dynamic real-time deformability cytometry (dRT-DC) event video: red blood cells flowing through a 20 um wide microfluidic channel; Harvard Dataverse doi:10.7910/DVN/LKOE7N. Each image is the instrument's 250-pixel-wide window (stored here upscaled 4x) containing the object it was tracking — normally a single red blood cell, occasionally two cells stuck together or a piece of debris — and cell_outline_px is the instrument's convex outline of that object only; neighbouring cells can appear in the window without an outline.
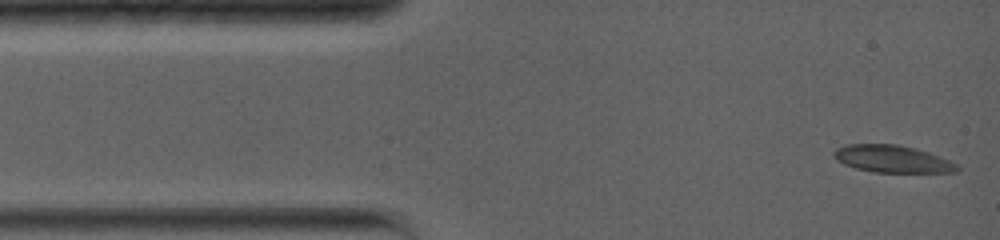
{"species": "common noctule bat (a hibernating species)", "species_latin": "Nyctalus noctula", "temperature_condition": "warm", "stored_images_in_passage": 76, "camera_frame_rate_fps": 5000, "um_per_image_px": 0.085, "animal": {"sex": "female", "body_mass_g": 19.0, "forearm_length_mm": 56.7}, "frame": {"image": 1, "passage_image": 1, "time_ms": 0.0, "image_size_px": [1000, 240], "cell_outline_px": [[960, 168], [956, 172], [876, 172], [856, 168], [844, 164], [836, 160], [832, 156], [832, 152], [836, 148], [848, 144], [896, 144], [916, 148], [928, 152], [948, 160], [956, 164]], "centroid_in_image_um": [75.8, 13.5], "position_along_channel_um": 9.2, "area_um2": 19.48}}
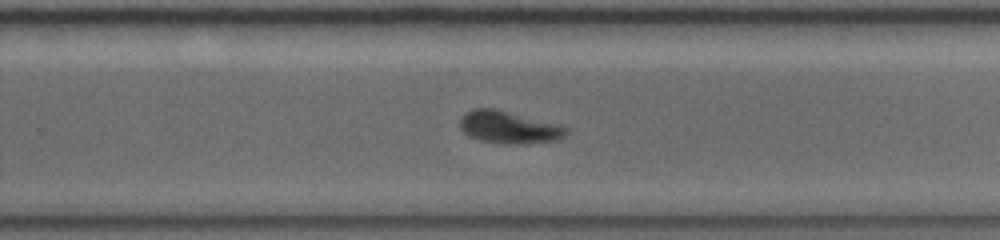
{"frame": {"image": 2, "passage_image": 32, "time_ms": 8.8, "image_size_px": [1000, 240], "cell_outline_px": [[568, 132], [560, 140], [516, 144], [480, 140], [468, 136], [460, 128], [460, 120], [472, 108], [496, 108], [560, 124], [568, 128]], "centroid_in_image_um": [43.29, 10.8], "position_along_channel_um": 286.5, "area_um2": 20.0}}
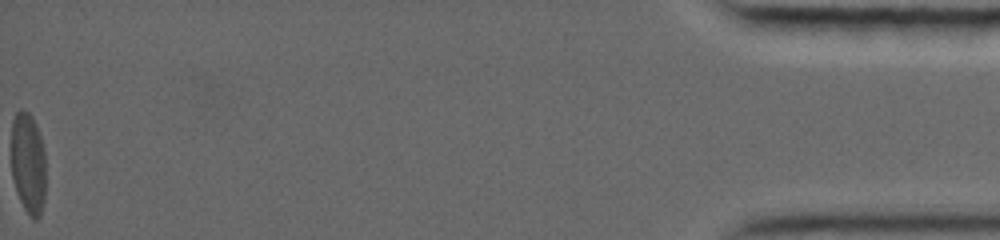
{"frame": {"image": 3, "passage_image": 76, "time_ms": 16.4, "image_size_px": [1000, 240], "cell_outline_px": [[44, 200], [40, 216], [36, 220], [32, 220], [24, 208], [20, 200], [12, 176], [12, 120], [16, 112], [20, 108], [28, 112], [32, 116], [36, 124], [40, 136], [44, 152]], "centroid_in_image_um": [2.39, 13.87], "position_along_channel_um": 432.8, "area_um2": 20.23}, "authors_computed_cell_mechanics": {"area_um2": 19.8832, "velocity_mm_per_s": 3.8694, "shape_relaxation_time_tau1_ms": 6.5108, "shape_relaxation_time_tau2_ms": 1.5042, "deformation_change_tau1": 0.1901, "deformation_change_tau2": 0.0631}}